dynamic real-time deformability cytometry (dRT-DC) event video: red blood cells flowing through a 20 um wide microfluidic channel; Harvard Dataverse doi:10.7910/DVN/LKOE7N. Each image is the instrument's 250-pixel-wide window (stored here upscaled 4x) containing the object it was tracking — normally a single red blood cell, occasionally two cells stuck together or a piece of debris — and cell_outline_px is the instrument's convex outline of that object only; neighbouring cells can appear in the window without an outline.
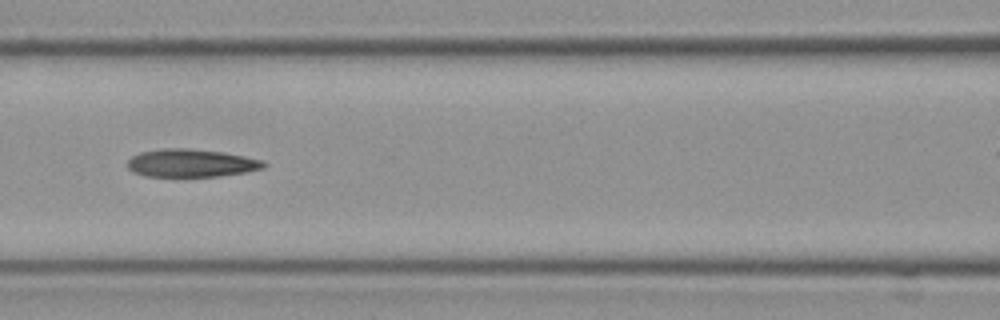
{"species": "Egyptian fruit bat (a non-hibernating species)", "species_latin": "Rousettus aegyptiacus", "temperature_condition": "cold", "stored_images_in_passage": 10, "segment_of_instrument_passage": [1, 2], "camera_frame_rate_fps": 3000, "um_per_image_px": 0.085, "frame": {"image": 1, "passage_image": 6, "time_ms": 1.667, "image_size_px": [1000, 320], "cell_outline_px": [[268, 164], [264, 168], [244, 172], [216, 176], [148, 176], [132, 172], [128, 168], [128, 160], [132, 156], [140, 152], [164, 148], [188, 148], [224, 152], [264, 160]], "centroid_in_image_um": [16.26, 13.85], "position_along_channel_um": 150.3, "area_um2": 22.14}}
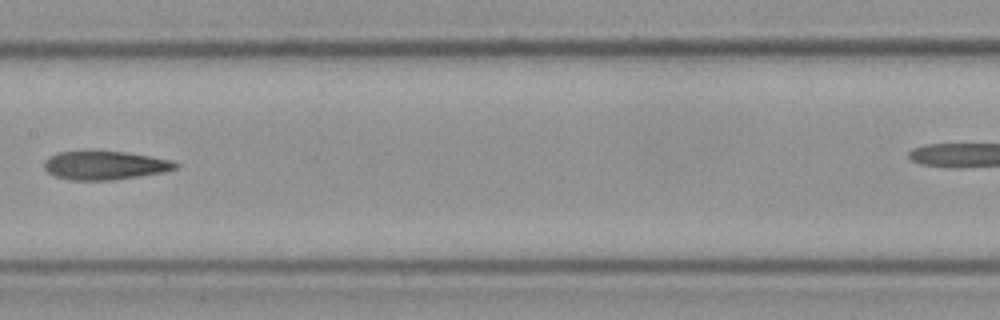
{"frame": {"image": 2, "passage_image": 7, "time_ms": 2.0, "image_size_px": [1000, 320], "cell_outline_px": [[180, 164], [176, 168], [164, 172], [112, 180], [72, 180], [56, 176], [48, 172], [44, 168], [44, 160], [48, 156], [56, 152], [124, 152], [152, 156], [172, 160]], "centroid_in_image_um": [8.92, 14.06], "position_along_channel_um": 198.5, "area_um2": 21.73}}
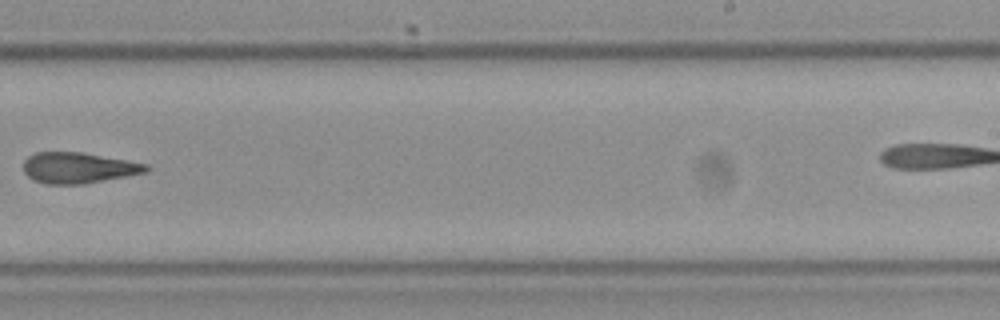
{"frame": {"image": 3, "passage_image": 9, "time_ms": 2.667, "image_size_px": [1000, 320], "cell_outline_px": [[152, 168], [148, 172], [84, 184], [48, 184], [32, 180], [24, 172], [24, 160], [28, 156], [36, 152], [80, 152], [148, 164]], "centroid_in_image_um": [6.67, 14.27], "position_along_channel_um": 282.3, "area_um2": 22.08}}